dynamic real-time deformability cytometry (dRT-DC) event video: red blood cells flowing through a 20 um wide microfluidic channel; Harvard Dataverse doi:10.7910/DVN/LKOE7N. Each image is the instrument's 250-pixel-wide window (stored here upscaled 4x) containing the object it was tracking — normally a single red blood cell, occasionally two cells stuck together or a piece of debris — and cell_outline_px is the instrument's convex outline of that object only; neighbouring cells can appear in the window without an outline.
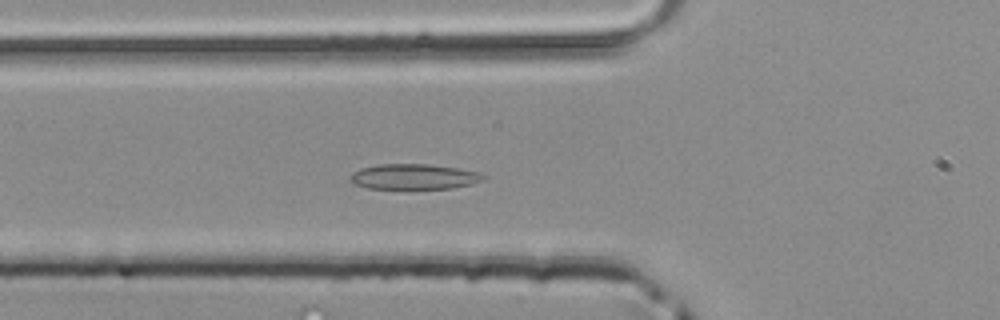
{"species": "common noctule bat (a hibernating species)", "species_latin": "Nyctalus noctula", "temperature_condition": "room temperature", "stored_images_in_passage": 38, "camera_frame_rate_fps": 3000, "um_per_image_px": 0.085, "animal": {"sex": "male", "body_mass_g": 20.4}, "frame": {"image": 1, "passage_image": 6, "time_ms": 1.667, "image_size_px": [1000, 320], "cell_outline_px": [[488, 176], [484, 180], [472, 184], [452, 188], [368, 188], [352, 184], [348, 180], [348, 176], [352, 172], [360, 168], [376, 164], [428, 164], [456, 168], [480, 172]], "centroid_in_image_um": [35.15, 15.01], "position_along_channel_um": 90.6, "area_um2": 19.88}}
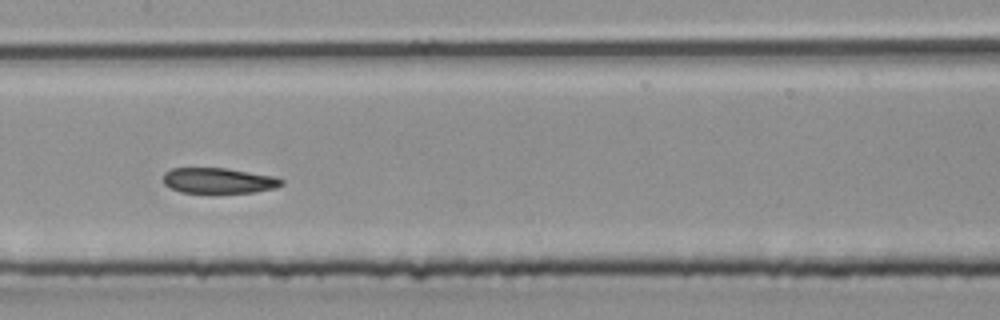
{"frame": {"image": 2, "passage_image": 13, "time_ms": 4.0, "image_size_px": [1000, 320], "cell_outline_px": [[284, 184], [276, 188], [252, 192], [180, 192], [164, 184], [164, 172], [172, 168], [224, 168], [272, 176], [284, 180]], "centroid_in_image_um": [18.58, 15.34], "position_along_channel_um": 188.8, "area_um2": 17.28}}
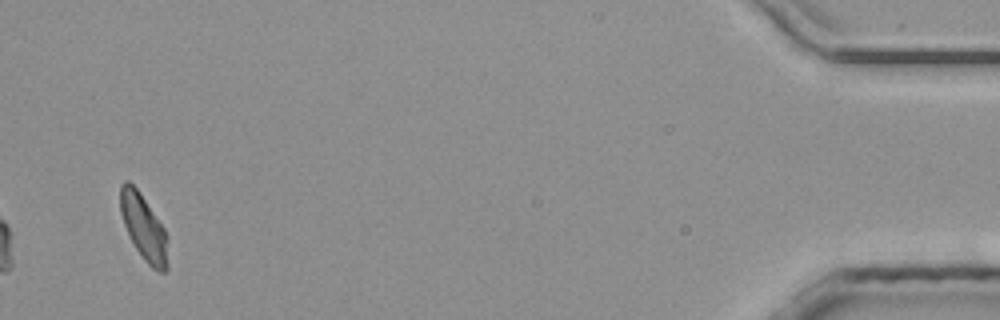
{"frame": {"image": 3, "passage_image": 36, "time_ms": 11.667, "image_size_px": [1000, 320], "cell_outline_px": [[168, 268], [164, 272], [160, 272], [152, 268], [144, 260], [136, 248], [124, 224], [120, 212], [120, 184], [124, 180], [128, 180], [136, 188], [164, 228], [168, 264]], "centroid_in_image_um": [12.19, 19.32], "position_along_channel_um": 423.0, "area_um2": 17.69}}